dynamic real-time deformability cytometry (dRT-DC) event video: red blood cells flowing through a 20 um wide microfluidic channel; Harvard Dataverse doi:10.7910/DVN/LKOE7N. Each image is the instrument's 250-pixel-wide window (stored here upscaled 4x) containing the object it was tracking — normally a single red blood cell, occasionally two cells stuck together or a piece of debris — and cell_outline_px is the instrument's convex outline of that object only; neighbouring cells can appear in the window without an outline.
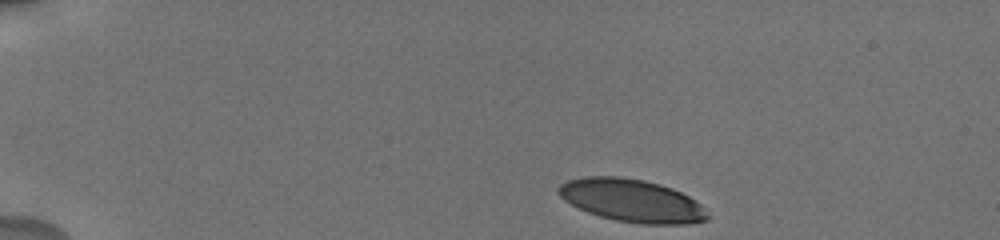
{"species": "human", "species_latin": "Homo sapiens", "temperature_condition": "cold", "stored_images_in_passage": 9, "camera_frame_rate_fps": 3000, "um_per_image_px": 0.085, "donor": {"sex": "male"}, "frame": {"image": 1, "passage_image": 1, "time_ms": 0.0, "image_size_px": [1000, 240], "cell_outline_px": [[712, 216], [708, 220], [684, 224], [644, 224], [616, 220], [600, 216], [588, 212], [564, 200], [556, 192], [556, 188], [560, 184], [568, 180], [584, 176], [620, 176], [644, 180], [660, 184], [672, 188], [688, 196], [700, 204]], "centroid_in_image_um": [53.71, 17.04], "position_along_channel_um": 31.3, "area_um2": 37.22}}
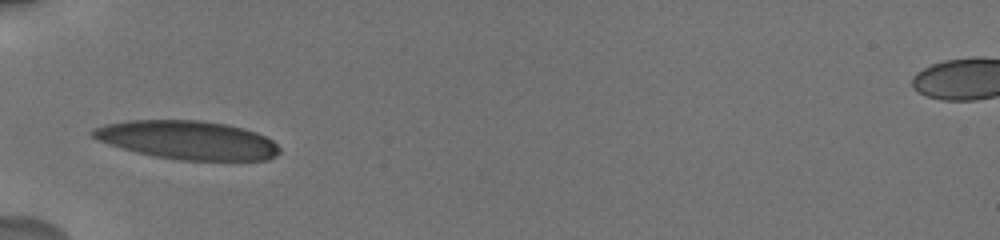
{"frame": {"image": 2, "passage_image": 6, "time_ms": 3.333, "image_size_px": [1000, 240], "cell_outline_px": [[280, 152], [276, 156], [268, 160], [180, 160], [152, 156], [136, 152], [108, 144], [96, 140], [88, 132], [92, 128], [104, 124], [128, 120], [200, 120], [228, 124], [244, 128], [256, 132], [272, 140], [280, 148]], "centroid_in_image_um": [15.91, 11.9], "position_along_channel_um": 69.1, "area_um2": 42.37}}
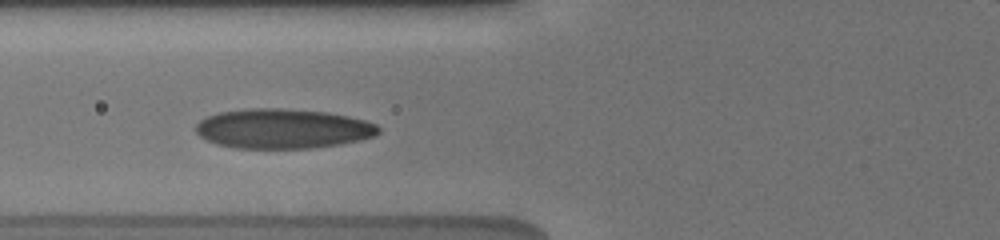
{"frame": {"image": 3, "passage_image": 8, "time_ms": 4.333, "image_size_px": [1000, 240], "cell_outline_px": [[380, 132], [376, 136], [360, 140], [340, 144], [312, 148], [236, 148], [216, 144], [200, 136], [196, 132], [196, 124], [200, 120], [208, 116], [220, 112], [244, 108], [280, 108], [328, 112], [348, 116], [364, 120], [376, 124], [380, 128]], "centroid_in_image_um": [24.05, 10.93], "position_along_channel_um": 101.7, "area_um2": 42.43}}